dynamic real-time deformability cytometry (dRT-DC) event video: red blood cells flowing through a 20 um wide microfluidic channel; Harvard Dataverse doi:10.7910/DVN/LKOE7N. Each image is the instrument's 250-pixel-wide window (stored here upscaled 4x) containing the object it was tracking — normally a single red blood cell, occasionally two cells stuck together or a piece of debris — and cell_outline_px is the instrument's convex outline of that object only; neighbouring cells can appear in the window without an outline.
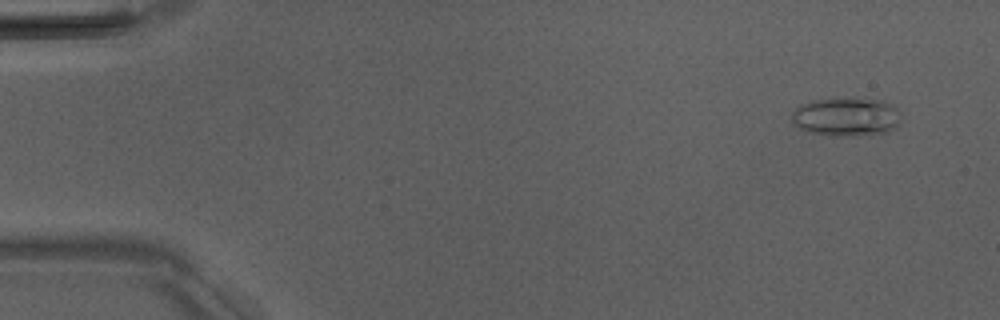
{"species": "Egyptian fruit bat (a non-hibernating species)", "species_latin": "Rousettus aegyptiacus", "temperature_condition": "room temperature", "stored_images_in_passage": 6, "camera_frame_rate_fps": 3000, "um_per_image_px": 0.085, "animal": {"sex": "male"}, "frame": {"image": 1, "passage_image": 1, "time_ms": 0.0, "image_size_px": [1000, 320], "cell_outline_px": [[900, 120], [896, 128], [888, 132], [852, 136], [832, 136], [808, 132], [792, 124], [792, 112], [796, 108], [808, 100], [844, 96], [856, 96], [880, 100], [892, 104], [900, 112]], "centroid_in_image_um": [71.93, 9.89], "position_along_channel_um": 13.1, "area_um2": 25.55}}